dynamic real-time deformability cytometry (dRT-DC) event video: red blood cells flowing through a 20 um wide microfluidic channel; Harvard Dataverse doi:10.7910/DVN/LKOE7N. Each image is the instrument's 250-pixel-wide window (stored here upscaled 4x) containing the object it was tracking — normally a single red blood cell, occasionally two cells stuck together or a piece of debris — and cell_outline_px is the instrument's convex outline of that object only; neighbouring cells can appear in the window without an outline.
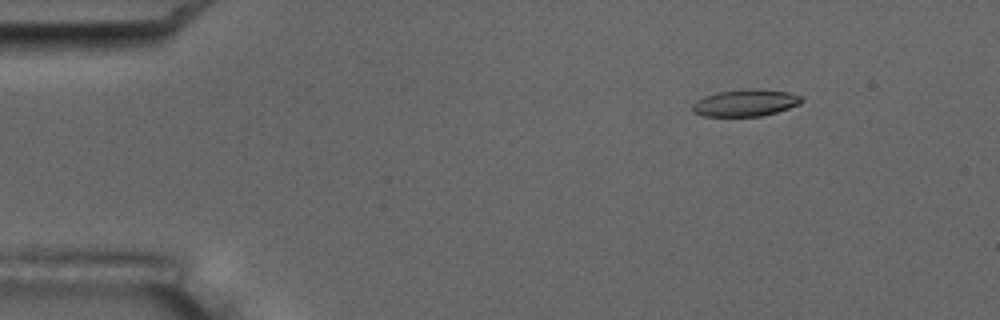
{"species": "common noctule bat (a hibernating species)", "species_latin": "Nyctalus noctula", "temperature_condition": "room temperature", "stored_images_in_passage": 6, "camera_frame_rate_fps": 3000, "um_per_image_px": 0.085, "animal": {"sex": "male", "body_mass_g": 17.5, "forearm_length_mm": 52.3}, "frame": {"image": 1, "passage_image": 3, "time_ms": 2.333, "image_size_px": [1000, 320], "cell_outline_px": [[804, 100], [800, 104], [776, 112], [760, 116], [704, 116], [692, 112], [692, 104], [696, 100], [704, 96], [716, 92], [744, 88], [760, 88], [788, 92], [800, 96]], "centroid_in_image_um": [63.34, 8.72], "position_along_channel_um": 21.7, "area_um2": 17.34}}